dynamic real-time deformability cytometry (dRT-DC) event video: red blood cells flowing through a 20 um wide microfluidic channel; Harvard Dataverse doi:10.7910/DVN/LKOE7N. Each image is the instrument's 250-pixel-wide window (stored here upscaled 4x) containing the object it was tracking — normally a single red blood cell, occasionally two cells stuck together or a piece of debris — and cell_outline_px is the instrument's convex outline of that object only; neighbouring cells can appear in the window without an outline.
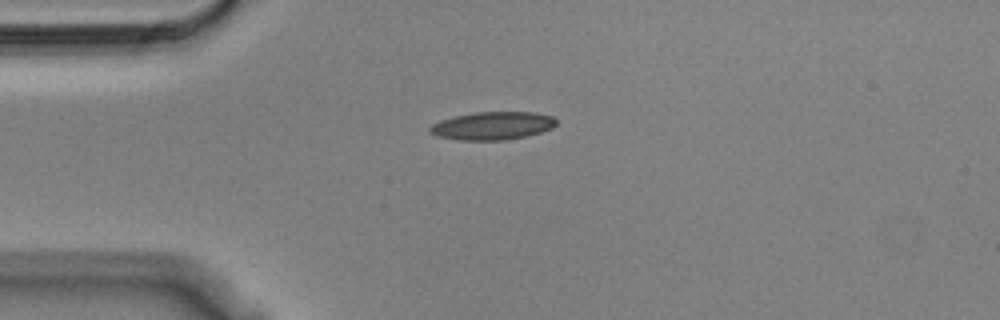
{"species": "Egyptian fruit bat (a non-hibernating species)", "species_latin": "Rousettus aegyptiacus", "temperature_condition": "cold", "stored_images_in_passage": 42, "camera_frame_rate_fps": 3000, "um_per_image_px": 0.085, "animal": {"sex": "male"}, "frame": {"image": 1, "passage_image": 1, "time_ms": 0.0, "image_size_px": [1000, 320], "cell_outline_px": [[556, 124], [552, 128], [528, 136], [504, 140], [460, 140], [436, 136], [428, 132], [428, 128], [432, 124], [440, 120], [456, 116], [476, 112], [536, 112], [552, 116], [556, 120]], "centroid_in_image_um": [41.85, 10.69], "position_along_channel_um": 43.2, "area_um2": 20.69}}
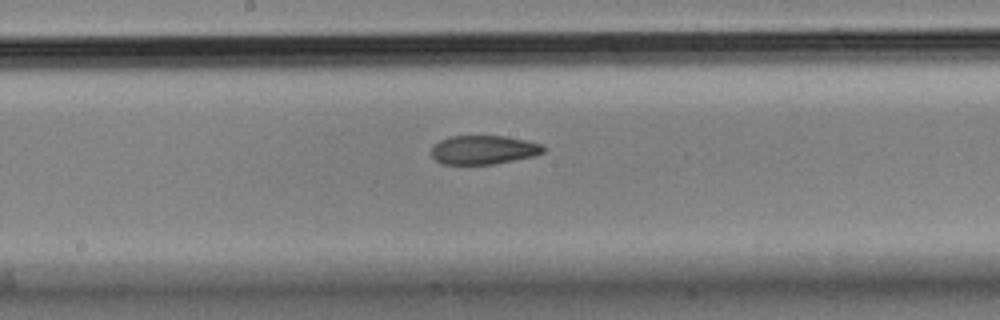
{"frame": {"image": 2, "passage_image": 16, "time_ms": 5.0, "image_size_px": [1000, 320], "cell_outline_px": [[548, 148], [544, 152], [536, 156], [492, 164], [444, 164], [436, 160], [432, 156], [432, 148], [440, 140], [452, 136], [504, 136], [544, 144]], "centroid_in_image_um": [41.17, 12.73], "position_along_channel_um": 207.0, "area_um2": 18.84}}
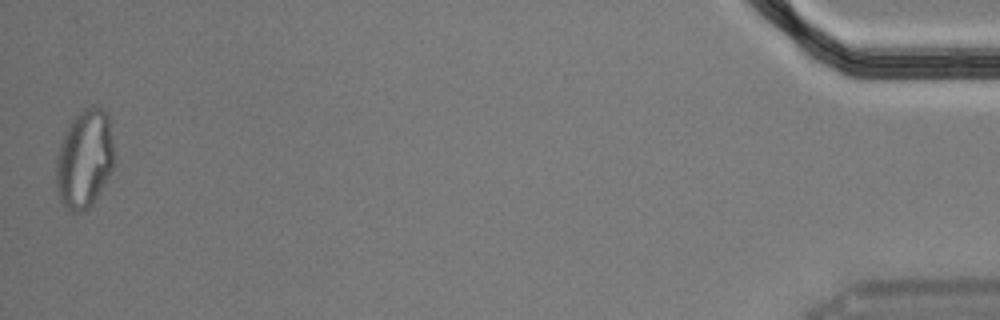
{"frame": {"image": 3, "passage_image": 42, "time_ms": 13.667, "image_size_px": [1000, 320], "cell_outline_px": [[116, 164], [100, 192], [92, 204], [88, 208], [80, 212], [68, 212], [60, 200], [56, 188], [56, 156], [64, 132], [72, 120], [84, 108], [104, 108], [108, 116]], "centroid_in_image_um": [7.18, 13.56], "position_along_channel_um": 428.0, "area_um2": 33.58}, "authors_computed_cell_mechanics": {"area_um2": 20.7502, "velocity_mm_per_s": 3.6326, "shape_relaxation_time_tau1_ms": null, "shape_relaxation_time_tau2_ms": 3.2914, "deformation_change_tau1": null, "deformation_change_tau2": 0.0899}}